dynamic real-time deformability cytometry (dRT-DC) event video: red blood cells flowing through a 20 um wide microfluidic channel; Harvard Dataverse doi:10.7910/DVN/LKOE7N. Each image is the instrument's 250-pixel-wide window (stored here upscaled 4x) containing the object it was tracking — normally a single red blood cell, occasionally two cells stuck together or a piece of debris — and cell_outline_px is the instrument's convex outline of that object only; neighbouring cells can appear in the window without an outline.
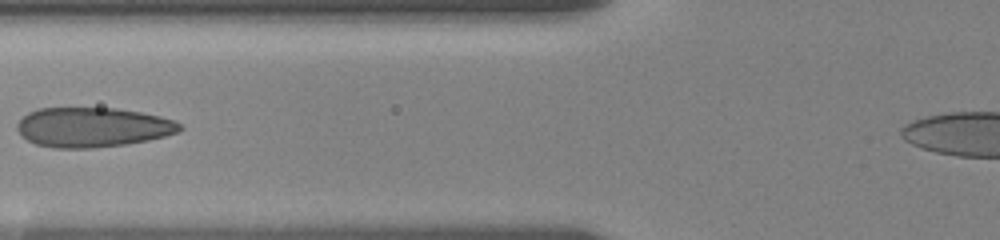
{"species": "human", "species_latin": "Homo sapiens", "temperature_condition": "room temperature", "stored_images_in_passage": 8, "camera_frame_rate_fps": 3000, "um_per_image_px": 0.085, "donor": {"sex": "female"}, "frame": {"image": 1, "passage_image": 6, "time_ms": 6.333, "image_size_px": [1000, 240], "cell_outline_px": [[184, 128], [176, 132], [164, 136], [148, 140], [124, 144], [92, 148], [52, 148], [36, 144], [20, 136], [16, 128], [16, 124], [28, 112], [40, 108], [116, 108], [140, 112], [160, 116], [176, 120]], "centroid_in_image_um": [7.85, 10.81], "position_along_channel_um": 117.9, "area_um2": 37.69}}
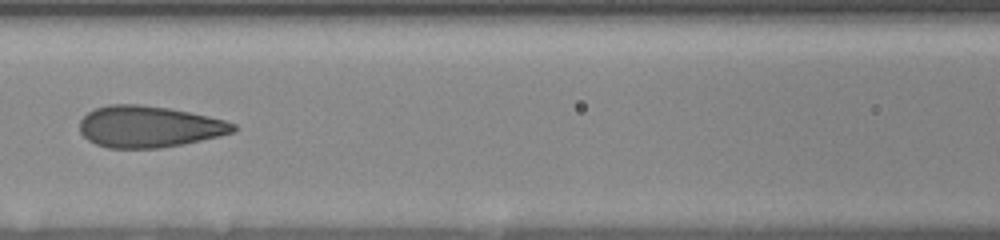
{"frame": {"image": 2, "passage_image": 7, "time_ms": 7.333, "image_size_px": [1000, 240], "cell_outline_px": [[236, 128], [232, 132], [220, 136], [160, 148], [108, 148], [96, 144], [88, 140], [80, 132], [80, 120], [88, 112], [96, 108], [108, 104], [140, 104], [168, 108], [188, 112], [224, 120], [236, 124]], "centroid_in_image_um": [12.62, 10.76], "position_along_channel_um": 154.0, "area_um2": 36.88}}